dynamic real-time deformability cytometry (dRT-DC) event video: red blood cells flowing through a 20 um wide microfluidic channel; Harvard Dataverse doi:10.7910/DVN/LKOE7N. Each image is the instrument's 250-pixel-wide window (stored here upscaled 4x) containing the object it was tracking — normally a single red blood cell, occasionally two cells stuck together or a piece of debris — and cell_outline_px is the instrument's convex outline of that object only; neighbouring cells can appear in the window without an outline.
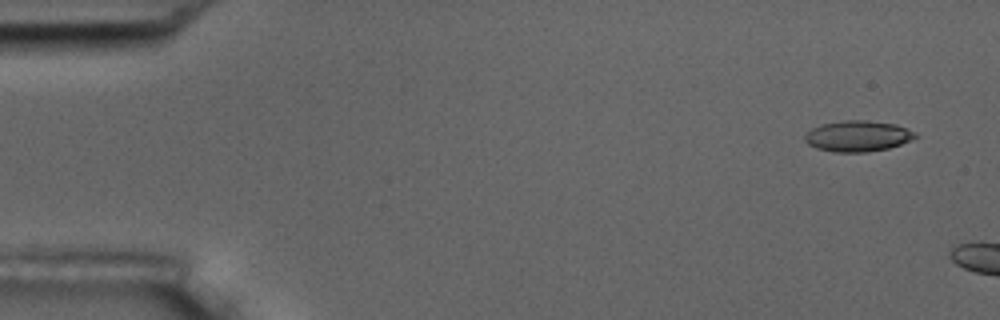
{"species": "common noctule bat (a hibernating species)", "species_latin": "Nyctalus noctula", "temperature_condition": "room temperature", "stored_images_in_passage": 3, "camera_frame_rate_fps": 3000, "um_per_image_px": 0.085, "animal": {"sex": "male", "body_mass_g": 17.5, "forearm_length_mm": 52.3}, "frame": {"image": 1, "passage_image": 1, "time_ms": 0.0, "image_size_px": [1000, 320], "cell_outline_px": [[916, 136], [900, 144], [888, 148], [868, 152], [836, 152], [816, 148], [808, 144], [804, 140], [804, 136], [812, 128], [820, 124], [848, 120], [864, 120], [896, 124], [916, 132]], "centroid_in_image_um": [72.88, 11.56], "position_along_channel_um": 12.1, "area_um2": 19.71}}